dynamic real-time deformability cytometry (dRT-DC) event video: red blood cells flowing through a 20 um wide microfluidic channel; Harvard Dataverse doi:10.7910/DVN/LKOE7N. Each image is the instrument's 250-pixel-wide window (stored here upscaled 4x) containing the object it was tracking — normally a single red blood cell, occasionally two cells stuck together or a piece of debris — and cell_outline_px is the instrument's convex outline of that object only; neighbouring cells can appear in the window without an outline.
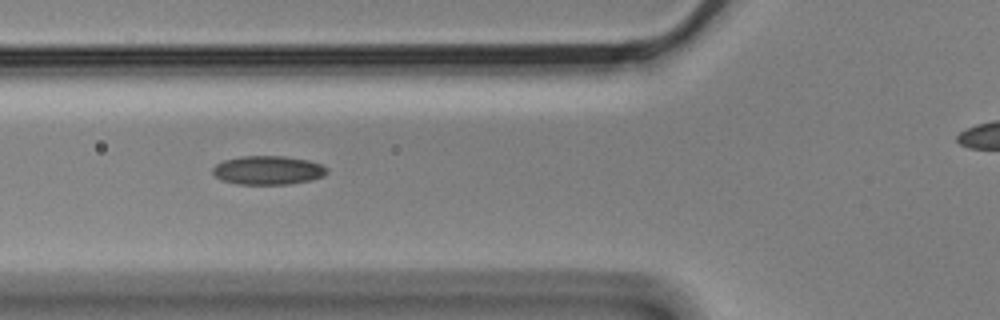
{"species": "Egyptian fruit bat (a non-hibernating species)", "species_latin": "Rousettus aegyptiacus", "temperature_condition": "cold", "stored_images_in_passage": 10, "camera_frame_rate_fps": 3000, "um_per_image_px": 0.085, "animal": {"sex": "male"}, "frame": {"image": 1, "passage_image": 5, "time_ms": 1.333, "image_size_px": [1000, 320], "cell_outline_px": [[328, 172], [324, 176], [312, 180], [288, 184], [236, 184], [220, 180], [212, 172], [212, 168], [216, 164], [224, 160], [244, 156], [284, 156], [308, 160], [320, 164], [328, 168]], "centroid_in_image_um": [22.78, 14.47], "position_along_channel_um": 103.0, "area_um2": 19.25}}
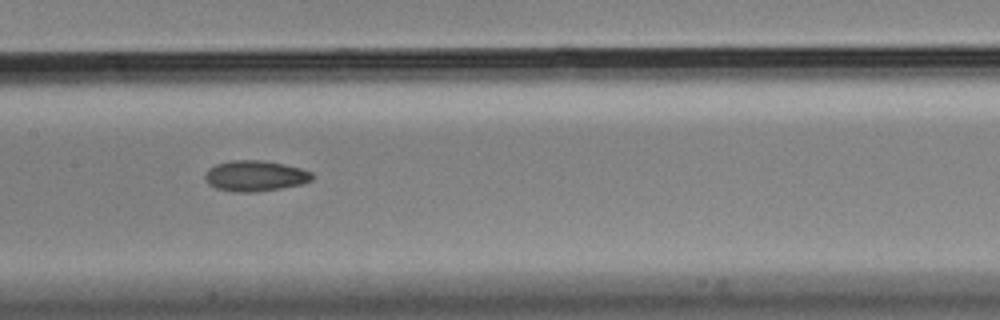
{"frame": {"image": 2, "passage_image": 7, "time_ms": 2.0, "image_size_px": [1000, 320], "cell_outline_px": [[316, 176], [312, 180], [300, 184], [280, 188], [256, 192], [232, 192], [216, 188], [208, 184], [204, 180], [204, 172], [208, 168], [216, 164], [228, 160], [264, 160], [284, 164], [300, 168], [312, 172]], "centroid_in_image_um": [21.65, 14.94], "position_along_channel_um": 185.7, "area_um2": 19.48}}
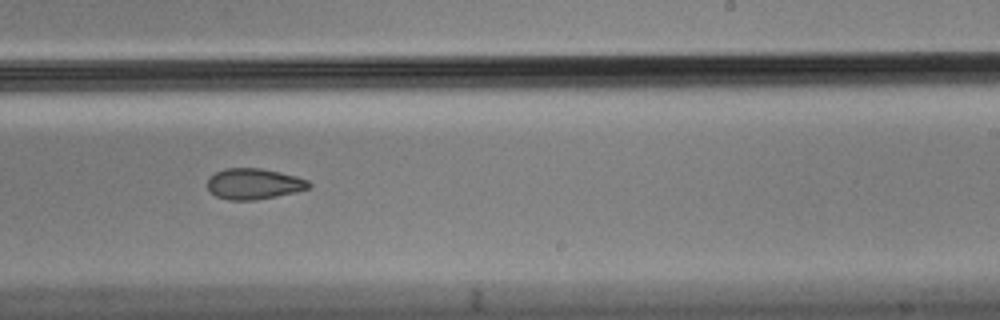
{"frame": {"image": 3, "passage_image": 9, "time_ms": 2.667, "image_size_px": [1000, 320], "cell_outline_px": [[312, 184], [308, 188], [296, 192], [256, 200], [228, 200], [216, 196], [208, 188], [208, 180], [216, 172], [224, 168], [260, 168], [280, 172], [296, 176], [308, 180]], "centroid_in_image_um": [21.6, 15.63], "position_along_channel_um": 267.4, "area_um2": 18.15}}